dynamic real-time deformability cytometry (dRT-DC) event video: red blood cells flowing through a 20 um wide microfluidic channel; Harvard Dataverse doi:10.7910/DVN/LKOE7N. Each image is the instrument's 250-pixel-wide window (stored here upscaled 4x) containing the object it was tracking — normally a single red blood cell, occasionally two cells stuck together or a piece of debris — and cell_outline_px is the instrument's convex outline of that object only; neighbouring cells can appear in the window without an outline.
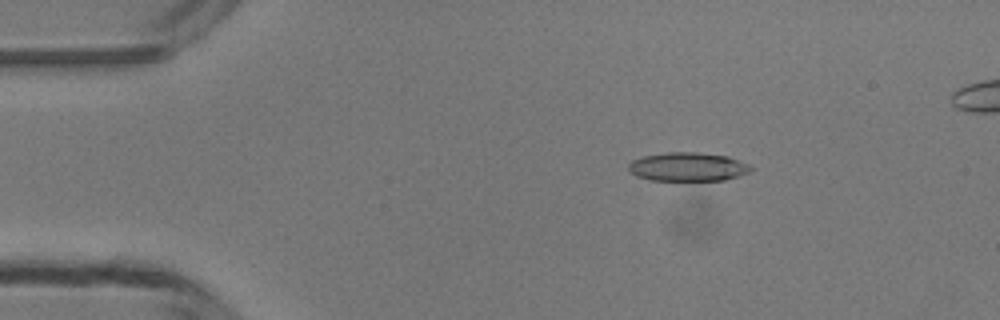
{"species": "common noctule bat (a hibernating species)", "species_latin": "Nyctalus noctula", "temperature_condition": "room temperature", "stored_images_in_passage": 48, "camera_frame_rate_fps": 3000, "um_per_image_px": 0.085, "animal": {"sex": "male", "body_mass_g": 13.3}, "frame": {"image": 1, "passage_image": 8, "time_ms": 2.333, "image_size_px": [1000, 320], "cell_outline_px": [[752, 168], [748, 172], [724, 180], [652, 180], [636, 176], [628, 172], [628, 164], [632, 160], [644, 156], [668, 152], [696, 152], [728, 156], [748, 164]], "centroid_in_image_um": [58.41, 14.17], "position_along_channel_um": 26.6, "area_um2": 20.35}}
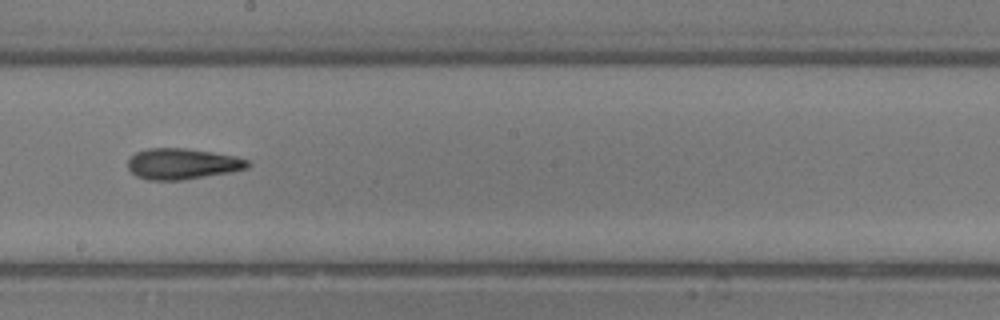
{"frame": {"image": 2, "passage_image": 27, "time_ms": 8.667, "image_size_px": [1000, 320], "cell_outline_px": [[252, 164], [248, 168], [228, 172], [184, 180], [148, 180], [136, 176], [128, 168], [128, 160], [136, 152], [148, 148], [184, 148], [212, 152], [236, 156], [248, 160]], "centroid_in_image_um": [15.5, 13.92], "position_along_channel_um": 232.7, "area_um2": 21.56}}
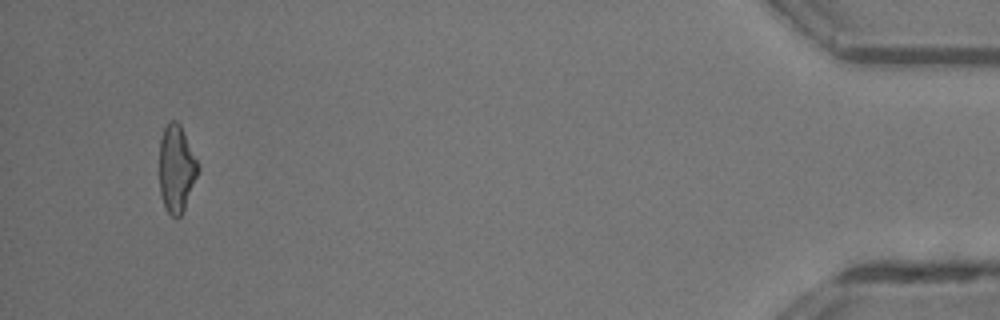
{"frame": {"image": 3, "passage_image": 46, "time_ms": 15.0, "image_size_px": [1000, 320], "cell_outline_px": [[200, 168], [184, 208], [180, 216], [176, 220], [168, 212], [164, 204], [160, 192], [160, 140], [164, 128], [172, 120], [176, 120], [180, 124], [200, 164]], "centroid_in_image_um": [15.01, 14.32], "position_along_channel_um": 420.2, "area_um2": 19.54}, "authors_computed_cell_mechanics": {"area_um2": 20.808, "velocity_mm_per_s": 4.2606, "shape_relaxation_time_tau1_ms": 10.948, "shape_relaxation_time_tau2_ms": 5.3729, "deformation_change_tau1": 0.2791, "deformation_change_tau2": 0.1936}}